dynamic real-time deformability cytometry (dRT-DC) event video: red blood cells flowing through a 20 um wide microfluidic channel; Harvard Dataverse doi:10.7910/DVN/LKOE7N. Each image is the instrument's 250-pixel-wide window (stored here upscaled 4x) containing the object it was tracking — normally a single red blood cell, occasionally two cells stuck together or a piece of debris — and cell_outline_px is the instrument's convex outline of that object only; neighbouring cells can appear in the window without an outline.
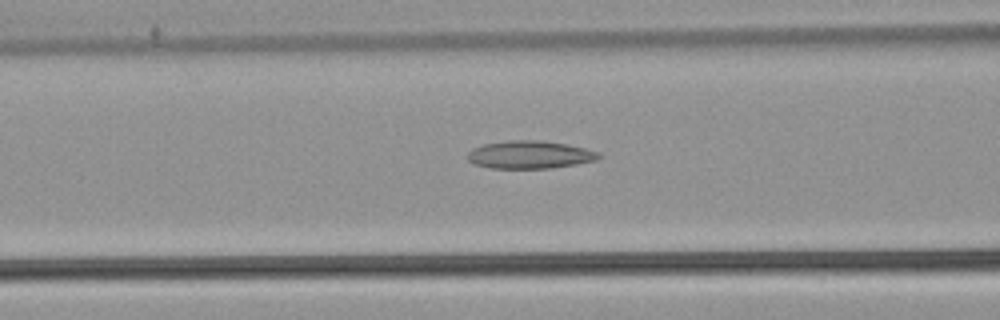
{"species": "common noctule bat (a hibernating species)", "species_latin": "Nyctalus noctula", "temperature_condition": "warm", "stored_images_in_passage": 40, "camera_frame_rate_fps": 3000, "um_per_image_px": 0.085, "animal": {"sex": "male", "body_mass_g": 21.5, "forearm_length_mm": 52.0}, "frame": {"image": 1, "passage_image": 18, "time_ms": 5.667, "image_size_px": [1000, 320], "cell_outline_px": [[604, 156], [596, 160], [576, 164], [548, 168], [488, 168], [476, 164], [468, 160], [468, 152], [472, 148], [484, 144], [508, 140], [540, 140], [568, 144], [600, 152]], "centroid_in_image_um": [45.06, 13.14], "position_along_channel_um": 121.5, "area_um2": 21.33}}
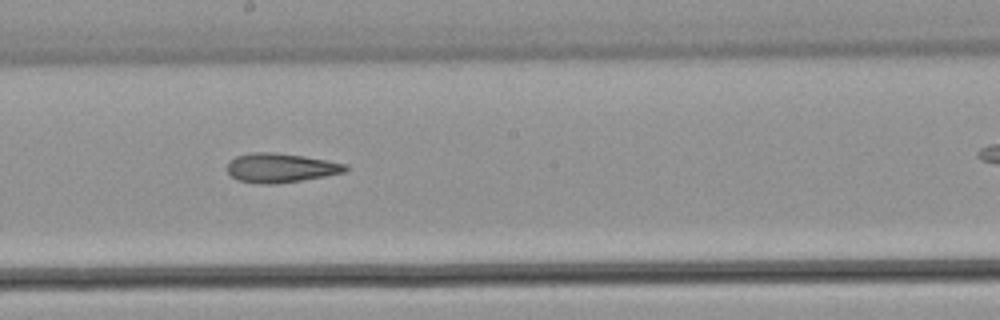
{"frame": {"image": 2, "passage_image": 26, "time_ms": 8.333, "image_size_px": [1000, 320], "cell_outline_px": [[352, 168], [344, 172], [324, 176], [276, 184], [264, 184], [236, 180], [228, 172], [228, 160], [236, 156], [252, 152], [276, 152], [304, 156], [348, 164]], "centroid_in_image_um": [23.86, 14.26], "position_along_channel_um": 224.3, "area_um2": 20.23}}
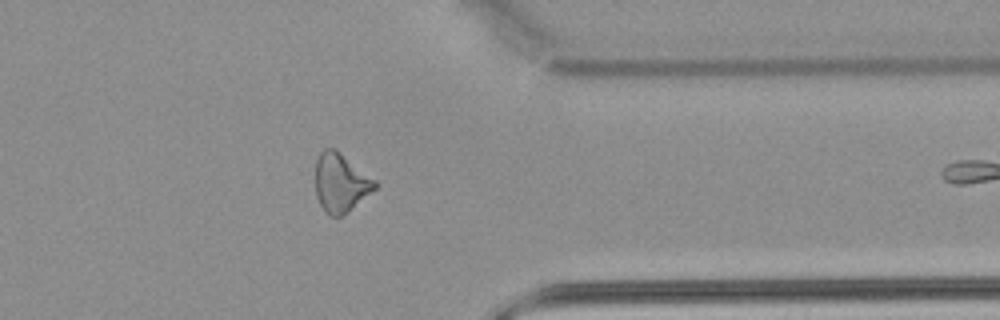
{"frame": {"image": 3, "passage_image": 39, "time_ms": 12.667, "image_size_px": [1000, 320], "cell_outline_px": [[380, 184], [376, 188], [348, 212], [340, 216], [328, 216], [320, 204], [316, 196], [316, 160], [320, 152], [324, 148], [336, 148], [376, 180]], "centroid_in_image_um": [28.97, 15.52], "position_along_channel_um": 382.4, "area_um2": 20.52}}